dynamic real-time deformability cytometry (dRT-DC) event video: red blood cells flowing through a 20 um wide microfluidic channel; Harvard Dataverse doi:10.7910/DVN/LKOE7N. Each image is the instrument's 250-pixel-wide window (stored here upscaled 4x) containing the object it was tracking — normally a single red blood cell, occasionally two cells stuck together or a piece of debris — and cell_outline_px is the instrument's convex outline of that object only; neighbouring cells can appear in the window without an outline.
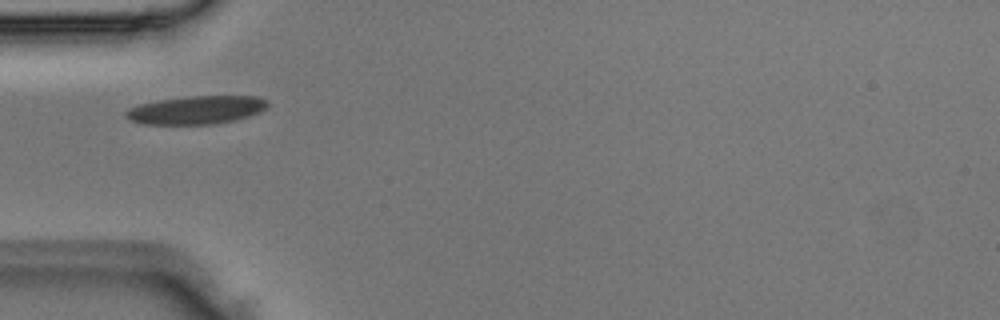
{"species": "Egyptian fruit bat (a non-hibernating species)", "species_latin": "Rousettus aegyptiacus", "temperature_condition": "room temperature", "stored_images_in_passage": 1, "camera_frame_rate_fps": 3000, "um_per_image_px": 0.085, "animal": {"sex": "male"}, "frame": {"image": 1, "passage_image": 1, "time_ms": 0.0, "image_size_px": [1000, 320], "cell_outline_px": [[268, 104], [260, 112], [236, 120], [216, 124], [144, 124], [128, 120], [124, 116], [124, 112], [128, 108], [140, 104], [160, 100], [188, 96], [256, 96], [268, 100]], "centroid_in_image_um": [16.66, 9.35], "position_along_channel_um": 68.3, "area_um2": 23.41}}